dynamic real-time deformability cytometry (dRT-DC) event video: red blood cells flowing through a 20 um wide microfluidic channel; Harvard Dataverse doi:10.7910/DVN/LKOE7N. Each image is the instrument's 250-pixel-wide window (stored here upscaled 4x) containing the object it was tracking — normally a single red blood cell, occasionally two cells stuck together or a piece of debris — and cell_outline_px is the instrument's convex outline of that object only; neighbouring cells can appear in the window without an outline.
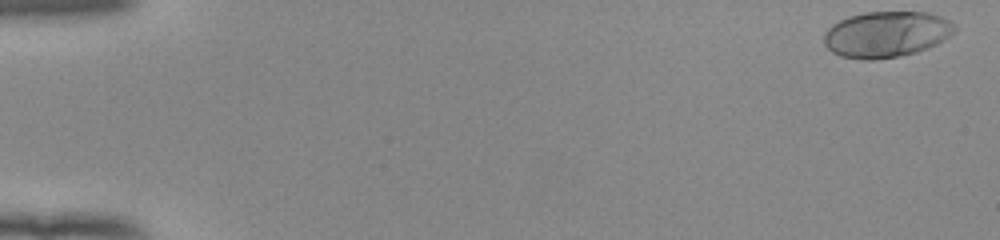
{"species": "human", "species_latin": "Homo sapiens", "temperature_condition": "room temperature", "stored_images_in_passage": 52, "camera_frame_rate_fps": 3000, "um_per_image_px": 0.085, "donor": {"sex": "female"}, "frame": {"image": 1, "passage_image": 1, "time_ms": 0.0, "image_size_px": [1000, 240], "cell_outline_px": [[956, 32], [944, 40], [928, 48], [916, 52], [900, 56], [872, 60], [860, 60], [840, 56], [832, 52], [824, 44], [824, 36], [828, 28], [832, 24], [848, 16], [864, 12], [928, 12], [952, 20], [956, 24]], "centroid_in_image_um": [75.37, 2.91], "position_along_channel_um": 9.6, "area_um2": 35.43}}
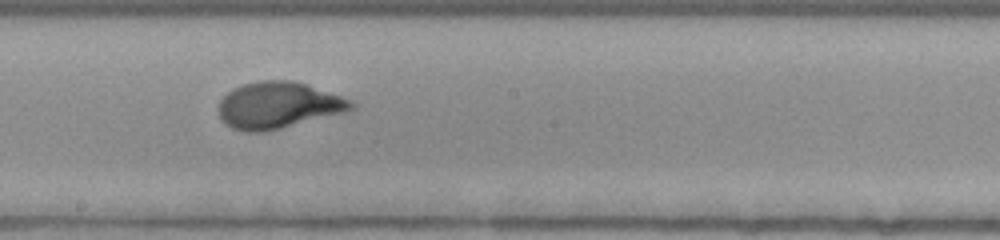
{"frame": {"image": 2, "passage_image": 30, "time_ms": 9.667, "image_size_px": [1000, 240], "cell_outline_px": [[356, 108], [344, 112], [264, 132], [244, 132], [232, 128], [224, 124], [220, 120], [220, 100], [232, 88], [244, 84], [260, 80], [288, 80], [304, 84], [352, 100], [356, 104]], "centroid_in_image_um": [23.62, 8.95], "position_along_channel_um": 224.6, "area_um2": 35.6}}
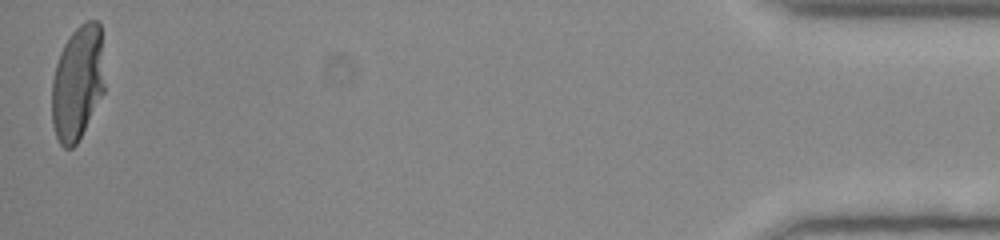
{"frame": {"image": 3, "passage_image": 52, "time_ms": 17.0, "image_size_px": [1000, 240], "cell_outline_px": [[104, 92], [76, 144], [72, 148], [64, 148], [60, 144], [56, 136], [52, 124], [52, 80], [56, 64], [60, 52], [64, 44], [72, 32], [80, 24], [88, 20], [96, 20], [100, 24], [104, 84]], "centroid_in_image_um": [6.58, 7.04], "position_along_channel_um": 428.6, "area_um2": 35.08}, "authors_computed_cell_mechanics": {"area_um2": 34.9112, "velocity_mm_per_s": 3.9366, "shape_relaxation_time_tau1_ms": 3.5387, "shape_relaxation_time_tau2_ms": null, "deformation_change_tau1": 0.2148, "deformation_change_tau2": null}}